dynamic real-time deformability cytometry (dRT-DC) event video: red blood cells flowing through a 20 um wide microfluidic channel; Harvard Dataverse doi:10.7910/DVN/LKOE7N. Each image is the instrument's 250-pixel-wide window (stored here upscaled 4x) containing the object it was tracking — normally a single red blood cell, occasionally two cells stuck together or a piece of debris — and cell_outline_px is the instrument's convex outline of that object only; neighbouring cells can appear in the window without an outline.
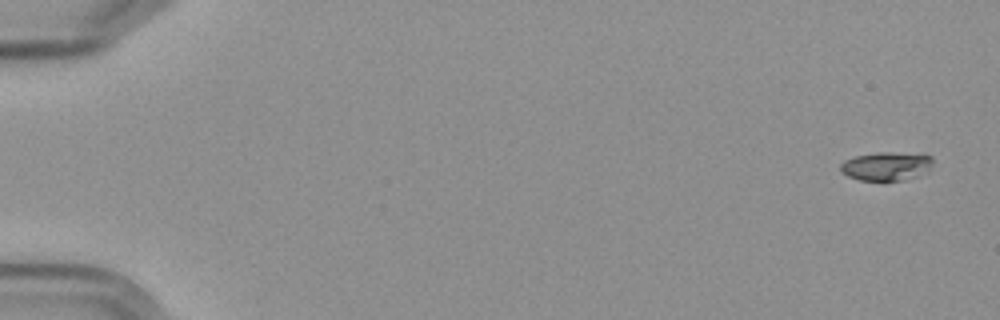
{"species": "Egyptian fruit bat (a non-hibernating species)", "species_latin": "Rousettus aegyptiacus", "temperature_condition": "cold", "stored_images_in_passage": 9, "camera_frame_rate_fps": 3000, "um_per_image_px": 0.085, "frame": {"image": 1, "passage_image": 1, "time_ms": 0.0, "image_size_px": [1000, 320], "cell_outline_px": [[932, 164], [928, 168], [916, 176], [904, 180], [860, 180], [848, 176], [840, 172], [840, 164], [844, 160], [856, 156], [880, 152], [888, 152], [932, 156]], "centroid_in_image_um": [75.27, 14.13], "position_along_channel_um": 9.7, "area_um2": 15.03}}
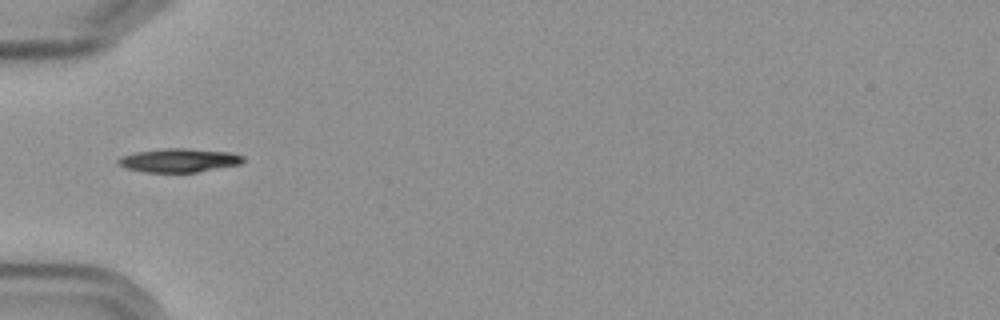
{"frame": {"image": 2, "passage_image": 6, "time_ms": 6.0, "image_size_px": [1000, 320], "cell_outline_px": [[244, 160], [240, 164], [196, 172], [144, 172], [124, 168], [116, 164], [116, 160], [120, 156], [136, 152], [164, 148], [184, 148], [232, 152], [244, 156]], "centroid_in_image_um": [15.17, 13.62], "position_along_channel_um": 69.8, "area_um2": 17.4}}
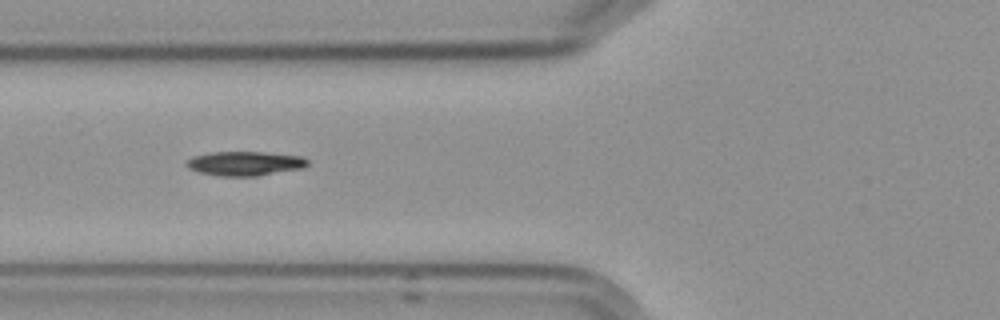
{"frame": {"image": 3, "passage_image": 7, "time_ms": 7.0, "image_size_px": [1000, 320], "cell_outline_px": [[308, 164], [304, 168], [256, 176], [216, 176], [200, 172], [188, 168], [184, 164], [192, 156], [212, 152], [264, 152], [304, 156], [308, 160]], "centroid_in_image_um": [20.83, 13.89], "position_along_channel_um": 105.0, "area_um2": 17.28}}